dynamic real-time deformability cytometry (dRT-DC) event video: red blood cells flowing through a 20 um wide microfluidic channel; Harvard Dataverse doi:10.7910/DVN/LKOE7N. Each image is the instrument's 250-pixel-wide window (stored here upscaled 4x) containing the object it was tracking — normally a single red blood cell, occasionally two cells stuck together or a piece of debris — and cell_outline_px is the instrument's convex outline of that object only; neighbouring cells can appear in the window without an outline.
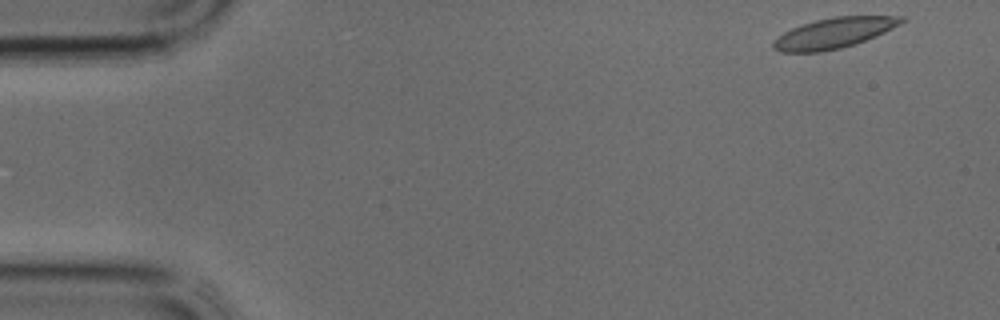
{"species": "common noctule bat (a hibernating species)", "species_latin": "Nyctalus noctula", "temperature_condition": "cold", "stored_images_in_passage": 36, "camera_frame_rate_fps": 3000, "um_per_image_px": 0.085, "animal": {"sex": "male", "body_mass_g": 17.9, "forearm_length_mm": 54.2}, "frame": {"image": 1, "passage_image": 1, "time_ms": 0.0, "image_size_px": [1000, 320], "cell_outline_px": [[908, 20], [884, 32], [856, 44], [840, 48], [820, 52], [780, 52], [772, 48], [772, 44], [784, 32], [800, 24], [816, 20], [836, 16], [904, 16]], "centroid_in_image_um": [70.9, 2.8], "position_along_channel_um": 14.1, "area_um2": 22.6}}
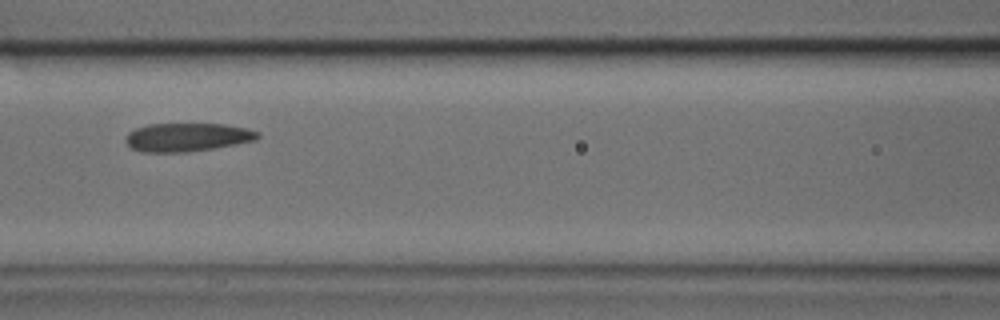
{"frame": {"image": 2, "passage_image": 15, "time_ms": 4.667, "image_size_px": [1000, 320], "cell_outline_px": [[260, 136], [256, 140], [236, 144], [188, 152], [140, 152], [132, 148], [124, 140], [128, 132], [136, 128], [148, 124], [224, 124], [248, 128], [260, 132]], "centroid_in_image_um": [15.92, 11.66], "position_along_channel_um": 150.7, "area_um2": 21.96}}
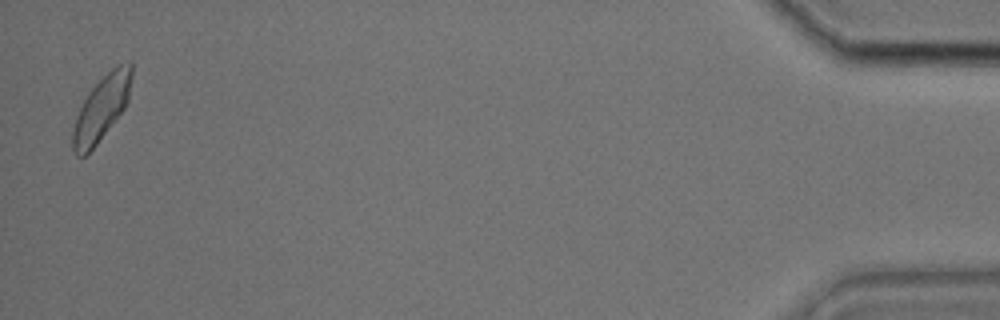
{"frame": {"image": 3, "passage_image": 36, "time_ms": 11.667, "image_size_px": [1000, 320], "cell_outline_px": [[132, 76], [128, 100], [124, 108], [96, 144], [84, 156], [76, 156], [72, 152], [72, 132], [80, 108], [84, 100], [92, 88], [112, 68], [120, 64], [132, 60]], "centroid_in_image_um": [8.63, 9.19], "position_along_channel_um": 426.6, "area_um2": 21.68}}